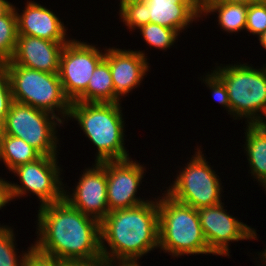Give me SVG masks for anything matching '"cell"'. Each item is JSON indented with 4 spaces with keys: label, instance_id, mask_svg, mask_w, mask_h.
<instances>
[{
    "label": "cell",
    "instance_id": "obj_4",
    "mask_svg": "<svg viewBox=\"0 0 266 266\" xmlns=\"http://www.w3.org/2000/svg\"><path fill=\"white\" fill-rule=\"evenodd\" d=\"M159 246L174 256L213 254L202 232L197 209L166 194L158 201Z\"/></svg>",
    "mask_w": 266,
    "mask_h": 266
},
{
    "label": "cell",
    "instance_id": "obj_22",
    "mask_svg": "<svg viewBox=\"0 0 266 266\" xmlns=\"http://www.w3.org/2000/svg\"><path fill=\"white\" fill-rule=\"evenodd\" d=\"M17 38V15L13 6L4 16L0 17V64H5L12 59Z\"/></svg>",
    "mask_w": 266,
    "mask_h": 266
},
{
    "label": "cell",
    "instance_id": "obj_7",
    "mask_svg": "<svg viewBox=\"0 0 266 266\" xmlns=\"http://www.w3.org/2000/svg\"><path fill=\"white\" fill-rule=\"evenodd\" d=\"M13 101L2 125V133L23 139L41 155L56 156L55 126L58 116ZM53 120V121H50ZM56 119V123H55Z\"/></svg>",
    "mask_w": 266,
    "mask_h": 266
},
{
    "label": "cell",
    "instance_id": "obj_17",
    "mask_svg": "<svg viewBox=\"0 0 266 266\" xmlns=\"http://www.w3.org/2000/svg\"><path fill=\"white\" fill-rule=\"evenodd\" d=\"M150 23L171 28L177 32L185 29L201 14L197 0H145Z\"/></svg>",
    "mask_w": 266,
    "mask_h": 266
},
{
    "label": "cell",
    "instance_id": "obj_10",
    "mask_svg": "<svg viewBox=\"0 0 266 266\" xmlns=\"http://www.w3.org/2000/svg\"><path fill=\"white\" fill-rule=\"evenodd\" d=\"M105 58L96 47L70 40L60 56L59 78L65 95L75 101L86 89L96 66Z\"/></svg>",
    "mask_w": 266,
    "mask_h": 266
},
{
    "label": "cell",
    "instance_id": "obj_39",
    "mask_svg": "<svg viewBox=\"0 0 266 266\" xmlns=\"http://www.w3.org/2000/svg\"><path fill=\"white\" fill-rule=\"evenodd\" d=\"M1 135H2V126L0 125V140H1Z\"/></svg>",
    "mask_w": 266,
    "mask_h": 266
},
{
    "label": "cell",
    "instance_id": "obj_1",
    "mask_svg": "<svg viewBox=\"0 0 266 266\" xmlns=\"http://www.w3.org/2000/svg\"><path fill=\"white\" fill-rule=\"evenodd\" d=\"M89 217L65 199L40 206V238L33 247L67 263L101 259L100 222Z\"/></svg>",
    "mask_w": 266,
    "mask_h": 266
},
{
    "label": "cell",
    "instance_id": "obj_23",
    "mask_svg": "<svg viewBox=\"0 0 266 266\" xmlns=\"http://www.w3.org/2000/svg\"><path fill=\"white\" fill-rule=\"evenodd\" d=\"M139 29L149 45L160 49L170 47L179 34L176 30L155 23H148Z\"/></svg>",
    "mask_w": 266,
    "mask_h": 266
},
{
    "label": "cell",
    "instance_id": "obj_15",
    "mask_svg": "<svg viewBox=\"0 0 266 266\" xmlns=\"http://www.w3.org/2000/svg\"><path fill=\"white\" fill-rule=\"evenodd\" d=\"M105 60L109 63L115 94L119 97L140 85L148 64L144 53L120 49H108Z\"/></svg>",
    "mask_w": 266,
    "mask_h": 266
},
{
    "label": "cell",
    "instance_id": "obj_8",
    "mask_svg": "<svg viewBox=\"0 0 266 266\" xmlns=\"http://www.w3.org/2000/svg\"><path fill=\"white\" fill-rule=\"evenodd\" d=\"M207 163L199 150L184 171L179 173L172 188L167 190V194L195 209L222 203L221 184Z\"/></svg>",
    "mask_w": 266,
    "mask_h": 266
},
{
    "label": "cell",
    "instance_id": "obj_20",
    "mask_svg": "<svg viewBox=\"0 0 266 266\" xmlns=\"http://www.w3.org/2000/svg\"><path fill=\"white\" fill-rule=\"evenodd\" d=\"M41 154L23 139L2 133L0 140V159L9 170L18 165L35 161Z\"/></svg>",
    "mask_w": 266,
    "mask_h": 266
},
{
    "label": "cell",
    "instance_id": "obj_24",
    "mask_svg": "<svg viewBox=\"0 0 266 266\" xmlns=\"http://www.w3.org/2000/svg\"><path fill=\"white\" fill-rule=\"evenodd\" d=\"M13 230L0 226V266H24L28 253L23 254L20 263L16 258ZM20 264V265H19Z\"/></svg>",
    "mask_w": 266,
    "mask_h": 266
},
{
    "label": "cell",
    "instance_id": "obj_19",
    "mask_svg": "<svg viewBox=\"0 0 266 266\" xmlns=\"http://www.w3.org/2000/svg\"><path fill=\"white\" fill-rule=\"evenodd\" d=\"M246 151L252 174L266 188V128L261 123L247 125Z\"/></svg>",
    "mask_w": 266,
    "mask_h": 266
},
{
    "label": "cell",
    "instance_id": "obj_2",
    "mask_svg": "<svg viewBox=\"0 0 266 266\" xmlns=\"http://www.w3.org/2000/svg\"><path fill=\"white\" fill-rule=\"evenodd\" d=\"M100 236L103 259L108 262L116 257L118 261L137 260L159 246L158 201L109 212L100 222ZM103 240L109 244L111 253Z\"/></svg>",
    "mask_w": 266,
    "mask_h": 266
},
{
    "label": "cell",
    "instance_id": "obj_33",
    "mask_svg": "<svg viewBox=\"0 0 266 266\" xmlns=\"http://www.w3.org/2000/svg\"><path fill=\"white\" fill-rule=\"evenodd\" d=\"M12 7L13 5L8 1L0 0V17L4 16Z\"/></svg>",
    "mask_w": 266,
    "mask_h": 266
},
{
    "label": "cell",
    "instance_id": "obj_12",
    "mask_svg": "<svg viewBox=\"0 0 266 266\" xmlns=\"http://www.w3.org/2000/svg\"><path fill=\"white\" fill-rule=\"evenodd\" d=\"M95 165L93 169H88L83 173L73 196L66 195L64 192V199L72 207L101 222L109 213L107 161L96 162Z\"/></svg>",
    "mask_w": 266,
    "mask_h": 266
},
{
    "label": "cell",
    "instance_id": "obj_18",
    "mask_svg": "<svg viewBox=\"0 0 266 266\" xmlns=\"http://www.w3.org/2000/svg\"><path fill=\"white\" fill-rule=\"evenodd\" d=\"M87 103H119L109 63L103 59L93 71L87 89L75 100Z\"/></svg>",
    "mask_w": 266,
    "mask_h": 266
},
{
    "label": "cell",
    "instance_id": "obj_35",
    "mask_svg": "<svg viewBox=\"0 0 266 266\" xmlns=\"http://www.w3.org/2000/svg\"><path fill=\"white\" fill-rule=\"evenodd\" d=\"M259 41L262 44V46L266 49V30L259 35Z\"/></svg>",
    "mask_w": 266,
    "mask_h": 266
},
{
    "label": "cell",
    "instance_id": "obj_6",
    "mask_svg": "<svg viewBox=\"0 0 266 266\" xmlns=\"http://www.w3.org/2000/svg\"><path fill=\"white\" fill-rule=\"evenodd\" d=\"M217 69L213 72L226 86L233 115L249 118L250 124L261 123V117L255 115L260 111L266 117V68L240 64Z\"/></svg>",
    "mask_w": 266,
    "mask_h": 266
},
{
    "label": "cell",
    "instance_id": "obj_31",
    "mask_svg": "<svg viewBox=\"0 0 266 266\" xmlns=\"http://www.w3.org/2000/svg\"><path fill=\"white\" fill-rule=\"evenodd\" d=\"M11 200L9 183L0 179V209Z\"/></svg>",
    "mask_w": 266,
    "mask_h": 266
},
{
    "label": "cell",
    "instance_id": "obj_34",
    "mask_svg": "<svg viewBox=\"0 0 266 266\" xmlns=\"http://www.w3.org/2000/svg\"><path fill=\"white\" fill-rule=\"evenodd\" d=\"M118 266H140L137 263V260H131V261H120L118 262Z\"/></svg>",
    "mask_w": 266,
    "mask_h": 266
},
{
    "label": "cell",
    "instance_id": "obj_13",
    "mask_svg": "<svg viewBox=\"0 0 266 266\" xmlns=\"http://www.w3.org/2000/svg\"><path fill=\"white\" fill-rule=\"evenodd\" d=\"M143 167L129 159L107 161V202L109 212L132 208L146 201L135 194L143 178Z\"/></svg>",
    "mask_w": 266,
    "mask_h": 266
},
{
    "label": "cell",
    "instance_id": "obj_9",
    "mask_svg": "<svg viewBox=\"0 0 266 266\" xmlns=\"http://www.w3.org/2000/svg\"><path fill=\"white\" fill-rule=\"evenodd\" d=\"M56 156L41 155L35 161L18 165L11 171L19 176L23 186L9 183L11 200L25 194L26 190L35 193L41 205L56 203L64 199V191L60 186L59 166Z\"/></svg>",
    "mask_w": 266,
    "mask_h": 266
},
{
    "label": "cell",
    "instance_id": "obj_28",
    "mask_svg": "<svg viewBox=\"0 0 266 266\" xmlns=\"http://www.w3.org/2000/svg\"><path fill=\"white\" fill-rule=\"evenodd\" d=\"M205 82L207 85H209L210 89H212L214 99H216L220 104L227 107L231 114L229 96L223 81L213 72L211 73V75H208Z\"/></svg>",
    "mask_w": 266,
    "mask_h": 266
},
{
    "label": "cell",
    "instance_id": "obj_37",
    "mask_svg": "<svg viewBox=\"0 0 266 266\" xmlns=\"http://www.w3.org/2000/svg\"><path fill=\"white\" fill-rule=\"evenodd\" d=\"M264 254V255H263ZM263 254H262V256H263V261H264V259H266V250H265V252H263ZM266 262V261H265Z\"/></svg>",
    "mask_w": 266,
    "mask_h": 266
},
{
    "label": "cell",
    "instance_id": "obj_30",
    "mask_svg": "<svg viewBox=\"0 0 266 266\" xmlns=\"http://www.w3.org/2000/svg\"><path fill=\"white\" fill-rule=\"evenodd\" d=\"M198 5H215V4H244L247 6L261 3L265 0H197Z\"/></svg>",
    "mask_w": 266,
    "mask_h": 266
},
{
    "label": "cell",
    "instance_id": "obj_36",
    "mask_svg": "<svg viewBox=\"0 0 266 266\" xmlns=\"http://www.w3.org/2000/svg\"><path fill=\"white\" fill-rule=\"evenodd\" d=\"M136 1H144V0H120V5L119 6H122V5H125L129 2H136Z\"/></svg>",
    "mask_w": 266,
    "mask_h": 266
},
{
    "label": "cell",
    "instance_id": "obj_38",
    "mask_svg": "<svg viewBox=\"0 0 266 266\" xmlns=\"http://www.w3.org/2000/svg\"><path fill=\"white\" fill-rule=\"evenodd\" d=\"M261 124L266 128V122H265V120L262 121Z\"/></svg>",
    "mask_w": 266,
    "mask_h": 266
},
{
    "label": "cell",
    "instance_id": "obj_16",
    "mask_svg": "<svg viewBox=\"0 0 266 266\" xmlns=\"http://www.w3.org/2000/svg\"><path fill=\"white\" fill-rule=\"evenodd\" d=\"M17 15L18 35H28L55 42L65 40L64 24L47 8L29 2L22 15Z\"/></svg>",
    "mask_w": 266,
    "mask_h": 266
},
{
    "label": "cell",
    "instance_id": "obj_14",
    "mask_svg": "<svg viewBox=\"0 0 266 266\" xmlns=\"http://www.w3.org/2000/svg\"><path fill=\"white\" fill-rule=\"evenodd\" d=\"M68 42H55L28 35H18L12 59L16 64L47 73H58L60 56Z\"/></svg>",
    "mask_w": 266,
    "mask_h": 266
},
{
    "label": "cell",
    "instance_id": "obj_3",
    "mask_svg": "<svg viewBox=\"0 0 266 266\" xmlns=\"http://www.w3.org/2000/svg\"><path fill=\"white\" fill-rule=\"evenodd\" d=\"M119 103L73 101L69 117L75 118L98 148L96 162L129 159L123 146V122Z\"/></svg>",
    "mask_w": 266,
    "mask_h": 266
},
{
    "label": "cell",
    "instance_id": "obj_26",
    "mask_svg": "<svg viewBox=\"0 0 266 266\" xmlns=\"http://www.w3.org/2000/svg\"><path fill=\"white\" fill-rule=\"evenodd\" d=\"M245 29L257 35L266 30V0L248 6Z\"/></svg>",
    "mask_w": 266,
    "mask_h": 266
},
{
    "label": "cell",
    "instance_id": "obj_11",
    "mask_svg": "<svg viewBox=\"0 0 266 266\" xmlns=\"http://www.w3.org/2000/svg\"><path fill=\"white\" fill-rule=\"evenodd\" d=\"M202 232L213 254L228 255V243L255 239L256 232L227 214L222 203L197 209Z\"/></svg>",
    "mask_w": 266,
    "mask_h": 266
},
{
    "label": "cell",
    "instance_id": "obj_29",
    "mask_svg": "<svg viewBox=\"0 0 266 266\" xmlns=\"http://www.w3.org/2000/svg\"><path fill=\"white\" fill-rule=\"evenodd\" d=\"M24 266H66L67 262L38 252L33 246L29 249Z\"/></svg>",
    "mask_w": 266,
    "mask_h": 266
},
{
    "label": "cell",
    "instance_id": "obj_25",
    "mask_svg": "<svg viewBox=\"0 0 266 266\" xmlns=\"http://www.w3.org/2000/svg\"><path fill=\"white\" fill-rule=\"evenodd\" d=\"M121 18L123 22L133 29L134 27L140 28L143 25L150 23V17H148V5L144 1L129 2L120 7Z\"/></svg>",
    "mask_w": 266,
    "mask_h": 266
},
{
    "label": "cell",
    "instance_id": "obj_21",
    "mask_svg": "<svg viewBox=\"0 0 266 266\" xmlns=\"http://www.w3.org/2000/svg\"><path fill=\"white\" fill-rule=\"evenodd\" d=\"M200 13L218 11L219 24L223 30L236 32L246 27L248 6L244 4L198 5Z\"/></svg>",
    "mask_w": 266,
    "mask_h": 266
},
{
    "label": "cell",
    "instance_id": "obj_5",
    "mask_svg": "<svg viewBox=\"0 0 266 266\" xmlns=\"http://www.w3.org/2000/svg\"><path fill=\"white\" fill-rule=\"evenodd\" d=\"M5 67L13 101L54 115V108H57L63 116L69 117L72 102L64 93L58 73L42 72L16 64H5Z\"/></svg>",
    "mask_w": 266,
    "mask_h": 266
},
{
    "label": "cell",
    "instance_id": "obj_27",
    "mask_svg": "<svg viewBox=\"0 0 266 266\" xmlns=\"http://www.w3.org/2000/svg\"><path fill=\"white\" fill-rule=\"evenodd\" d=\"M13 102L9 76L5 64H0V125L2 126L5 117Z\"/></svg>",
    "mask_w": 266,
    "mask_h": 266
},
{
    "label": "cell",
    "instance_id": "obj_32",
    "mask_svg": "<svg viewBox=\"0 0 266 266\" xmlns=\"http://www.w3.org/2000/svg\"><path fill=\"white\" fill-rule=\"evenodd\" d=\"M66 266H113L112 262L101 258L93 262H77V263H66Z\"/></svg>",
    "mask_w": 266,
    "mask_h": 266
}]
</instances>
